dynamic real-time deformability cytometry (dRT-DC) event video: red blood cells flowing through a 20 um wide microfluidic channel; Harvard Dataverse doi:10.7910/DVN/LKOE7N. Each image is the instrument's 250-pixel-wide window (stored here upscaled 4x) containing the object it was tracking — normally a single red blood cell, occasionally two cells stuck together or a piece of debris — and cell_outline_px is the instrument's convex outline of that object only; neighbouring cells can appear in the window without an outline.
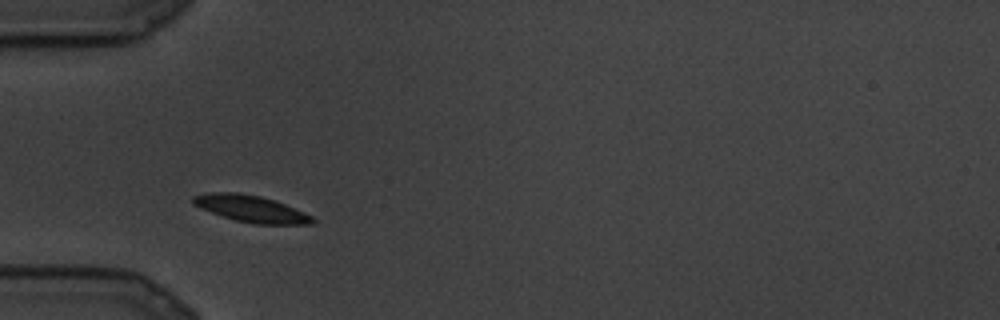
{"species": "common noctule bat (a hibernating species)", "species_latin": "Nyctalus noctula", "temperature_condition": "cold", "stored_images_in_passage": 10, "camera_frame_rate_fps": 3000, "um_per_image_px": 0.085, "animal": {"sex": "male", "body_mass_g": 19.5, "forearm_length_mm": 54.6}, "frame": {"image": 1, "passage_image": 4, "time_ms": 1.0, "image_size_px": [1000, 320], "cell_outline_px": [[316, 220], [312, 224], [256, 224], [236, 220], [200, 208], [192, 204], [192, 196], [208, 192], [240, 192], [260, 196], [284, 204], [304, 212], [312, 216]], "centroid_in_image_um": [21.32, 17.73], "position_along_channel_um": 63.7, "area_um2": 18.44}}
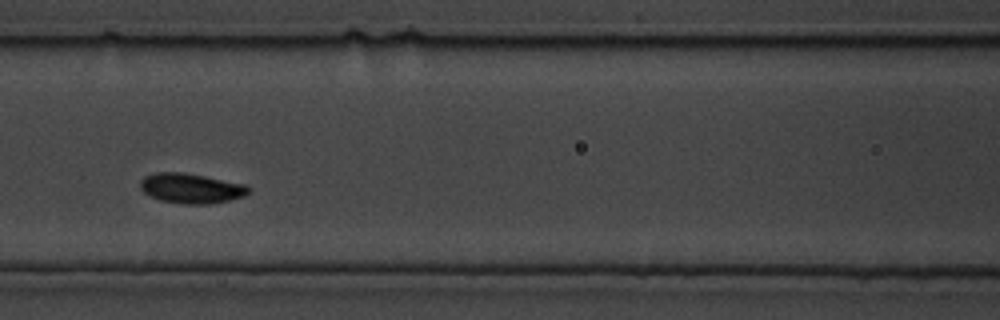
{"frame": {"image": 2, "passage_image": 7, "time_ms": 2.0, "image_size_px": [1000, 320], "cell_outline_px": [[252, 188], [244, 196], [232, 200], [208, 204], [180, 204], [160, 200], [148, 196], [140, 188], [140, 180], [144, 176], [156, 172], [184, 172], [244, 184]], "centroid_in_image_um": [16.22, 16.01], "position_along_channel_um": 150.4, "area_um2": 19.07}}
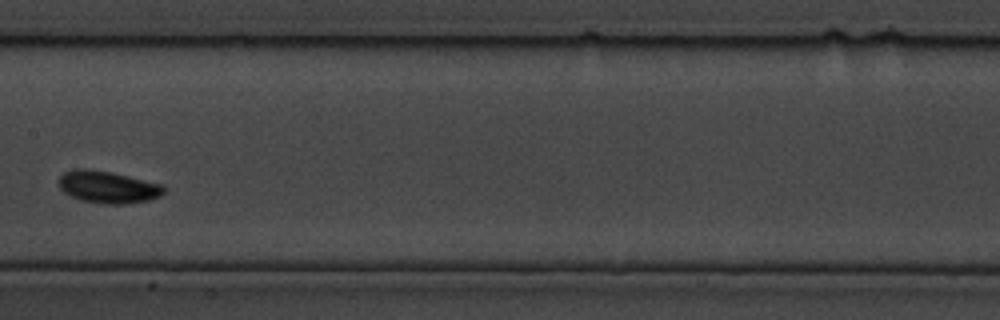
{"frame": {"image": 3, "passage_image": 9, "time_ms": 2.667, "image_size_px": [1000, 320], "cell_outline_px": [[164, 192], [160, 196], [148, 200], [124, 204], [108, 204], [80, 200], [64, 192], [60, 188], [60, 176], [64, 172], [76, 168], [84, 168], [112, 172], [164, 184]], "centroid_in_image_um": [9.19, 15.89], "position_along_channel_um": 198.2, "area_um2": 19.65}}